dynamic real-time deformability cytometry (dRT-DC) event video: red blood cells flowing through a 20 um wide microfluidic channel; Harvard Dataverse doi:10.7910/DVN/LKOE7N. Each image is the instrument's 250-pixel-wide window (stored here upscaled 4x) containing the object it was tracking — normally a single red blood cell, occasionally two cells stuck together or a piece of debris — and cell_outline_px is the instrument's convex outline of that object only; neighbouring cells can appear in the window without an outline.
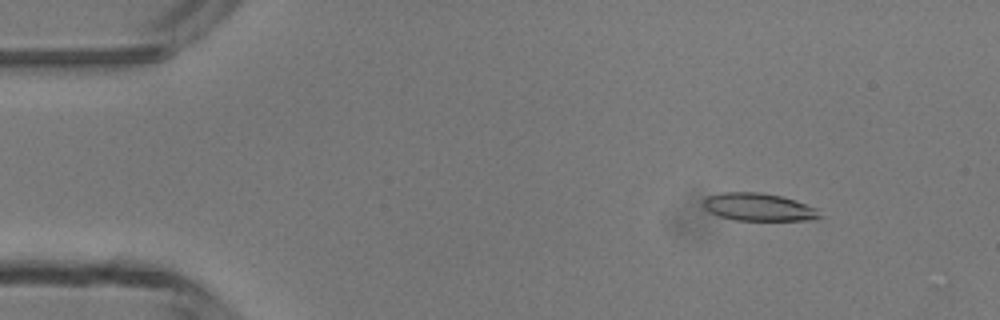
{"species": "common noctule bat (a hibernating species)", "species_latin": "Nyctalus noctula", "temperature_condition": "room temperature", "stored_images_in_passage": 3, "camera_frame_rate_fps": 3000, "um_per_image_px": 0.085, "animal": {"sex": "male", "body_mass_g": 13.3}, "frame": {"image": 1, "passage_image": 1, "time_ms": 0.0, "image_size_px": [1000, 320], "cell_outline_px": [[824, 216], [820, 220], [736, 220], [720, 216], [704, 208], [704, 200], [708, 196], [720, 192], [760, 192], [780, 196], [796, 200], [816, 208]], "centroid_in_image_um": [64.55, 17.6], "position_along_channel_um": 20.4, "area_um2": 18.84}}